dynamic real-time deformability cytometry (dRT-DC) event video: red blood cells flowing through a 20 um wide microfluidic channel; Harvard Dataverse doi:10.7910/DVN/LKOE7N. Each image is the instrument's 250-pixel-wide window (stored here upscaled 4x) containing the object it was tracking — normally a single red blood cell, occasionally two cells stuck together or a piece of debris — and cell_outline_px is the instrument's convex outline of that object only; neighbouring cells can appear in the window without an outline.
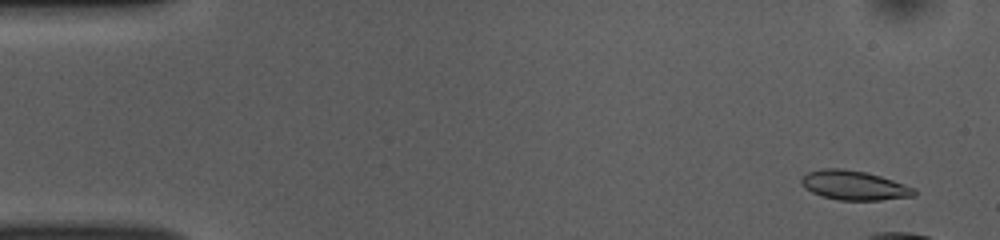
{"species": "common noctule bat (a hibernating species)", "species_latin": "Nyctalus noctula", "temperature_condition": "room temperature", "stored_images_in_passage": 14, "camera_frame_rate_fps": 3000, "um_per_image_px": 0.085, "animal": {"sex": "female", "body_mass_g": 10.0, "forearm_length_mm": 53.1}, "frame": {"image": 1, "passage_image": 3, "time_ms": 0.667, "image_size_px": [1000, 240], "cell_outline_px": [[916, 196], [880, 200], [840, 200], [820, 196], [804, 188], [800, 184], [800, 180], [808, 172], [820, 168], [840, 168], [864, 172], [880, 176], [916, 188]], "centroid_in_image_um": [72.58, 15.76], "position_along_channel_um": 12.4, "area_um2": 19.36}}